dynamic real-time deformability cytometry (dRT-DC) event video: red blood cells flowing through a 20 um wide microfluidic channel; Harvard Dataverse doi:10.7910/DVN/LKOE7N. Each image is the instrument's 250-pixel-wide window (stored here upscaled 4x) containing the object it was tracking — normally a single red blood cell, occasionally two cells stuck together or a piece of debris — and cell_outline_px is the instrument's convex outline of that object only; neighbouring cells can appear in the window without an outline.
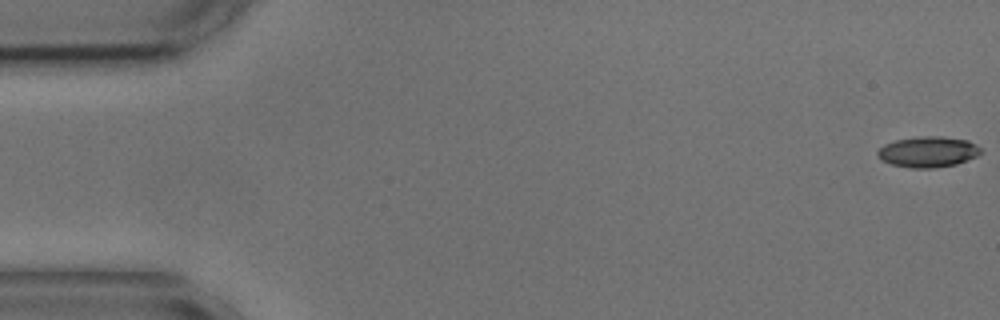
{"species": "common noctule bat (a hibernating species)", "species_latin": "Nyctalus noctula", "temperature_condition": "cold", "stored_images_in_passage": 12, "camera_frame_rate_fps": 3000, "um_per_image_px": 0.085, "animal": {"sex": "male", "body_mass_g": 17.9, "forearm_length_mm": 54.2}, "frame": {"image": 1, "passage_image": 1, "time_ms": 0.0, "image_size_px": [1000, 320], "cell_outline_px": [[980, 152], [976, 156], [956, 164], [932, 168], [912, 168], [892, 164], [880, 160], [876, 156], [876, 152], [884, 144], [896, 140], [920, 136], [944, 136], [968, 140], [976, 144], [980, 148]], "centroid_in_image_um": [78.85, 12.9], "position_along_channel_um": 6.2, "area_um2": 18.5}}